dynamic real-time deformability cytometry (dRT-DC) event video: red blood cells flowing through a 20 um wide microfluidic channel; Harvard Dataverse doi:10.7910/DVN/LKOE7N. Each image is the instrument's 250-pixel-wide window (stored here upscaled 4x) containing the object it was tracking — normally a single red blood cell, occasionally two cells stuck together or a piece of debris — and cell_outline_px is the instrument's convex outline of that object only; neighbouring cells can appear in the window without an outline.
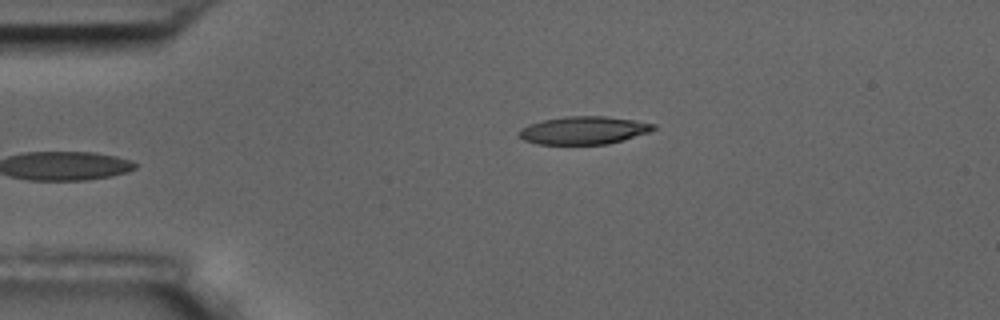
{"species": "common noctule bat (a hibernating species)", "species_latin": "Nyctalus noctula", "temperature_condition": "room temperature", "stored_images_in_passage": 3, "camera_frame_rate_fps": 3000, "um_per_image_px": 0.085, "animal": {"sex": "male", "body_mass_g": 17.5, "forearm_length_mm": 52.3}, "frame": {"image": 1, "passage_image": 3, "time_ms": 2.333, "image_size_px": [1000, 320], "cell_outline_px": [[656, 128], [648, 132], [608, 144], [536, 144], [524, 140], [520, 136], [520, 128], [528, 124], [544, 120], [568, 116], [604, 116], [632, 120], [656, 124]], "centroid_in_image_um": [49.59, 11.08], "position_along_channel_um": 35.4, "area_um2": 21.56}}